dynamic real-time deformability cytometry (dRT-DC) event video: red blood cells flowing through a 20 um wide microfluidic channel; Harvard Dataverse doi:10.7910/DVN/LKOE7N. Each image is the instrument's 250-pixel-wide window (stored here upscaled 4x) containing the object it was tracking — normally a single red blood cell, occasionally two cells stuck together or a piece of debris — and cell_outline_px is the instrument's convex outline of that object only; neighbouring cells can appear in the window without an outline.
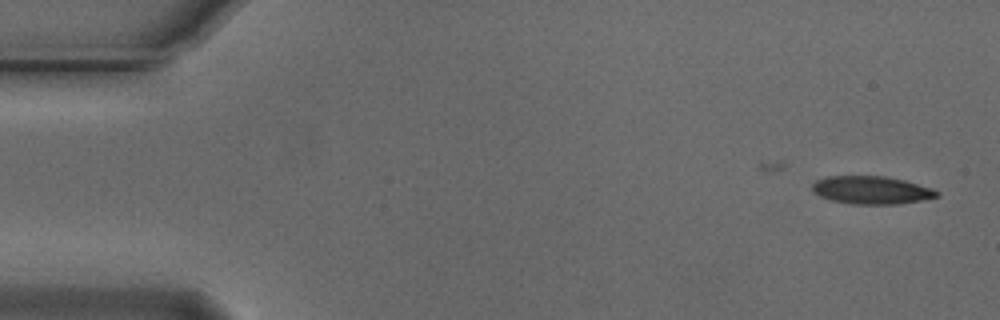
{"species": "Egyptian fruit bat (a non-hibernating species)", "species_latin": "Rousettus aegyptiacus", "temperature_condition": "cold", "stored_images_in_passage": 12, "camera_frame_rate_fps": 3000, "um_per_image_px": 0.085, "animal": {"sex": "male"}, "frame": {"image": 1, "passage_image": 1, "time_ms": 0.0, "image_size_px": [1000, 320], "cell_outline_px": [[940, 196], [900, 204], [852, 204], [832, 200], [820, 196], [812, 192], [812, 184], [816, 180], [824, 176], [884, 176], [904, 180], [932, 188], [940, 192]], "centroid_in_image_um": [74.06, 16.15], "position_along_channel_um": 10.9, "area_um2": 20.35}}
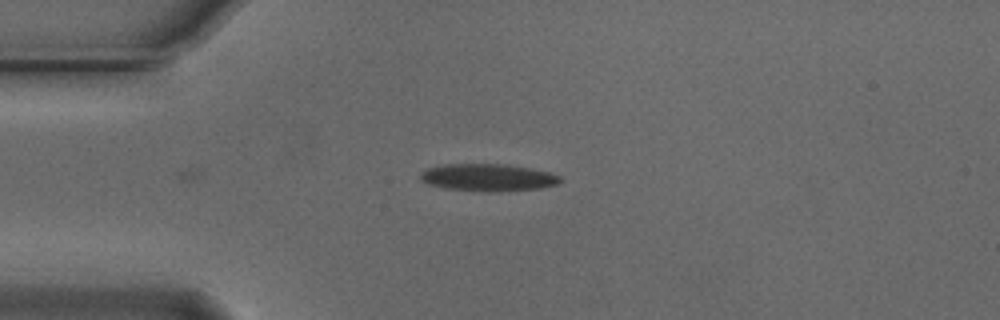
{"frame": {"image": 2, "passage_image": 12, "time_ms": 3.667, "image_size_px": [1000, 320], "cell_outline_px": [[564, 180], [556, 184], [540, 188], [444, 188], [428, 184], [420, 180], [420, 176], [428, 168], [444, 164], [508, 164], [548, 172], [560, 176]], "centroid_in_image_um": [41.46, 15.02], "position_along_channel_um": 43.5, "area_um2": 20.69}}